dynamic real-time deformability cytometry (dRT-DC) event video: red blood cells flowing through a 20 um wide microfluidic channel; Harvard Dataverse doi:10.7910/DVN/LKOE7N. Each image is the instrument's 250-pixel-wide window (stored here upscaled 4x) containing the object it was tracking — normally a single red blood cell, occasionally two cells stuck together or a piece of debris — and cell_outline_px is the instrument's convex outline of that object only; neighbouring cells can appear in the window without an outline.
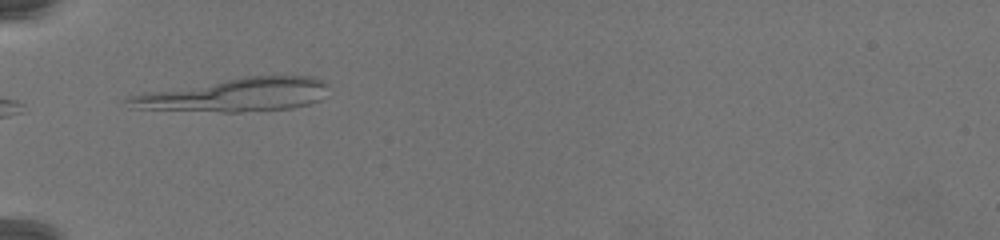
{"species": "common noctule bat (a hibernating species)", "species_latin": "Nyctalus noctula", "temperature_condition": "warm", "stored_images_in_passage": 5, "camera_frame_rate_fps": 3000, "um_per_image_px": 0.085, "animal": {"sex": "female", "body_mass_g": 19.5, "forearm_length_mm": 54.1}, "frame": {"image": 1, "passage_image": 1, "time_ms": 0.0, "image_size_px": [1000, 240], "cell_outline_px": [[324, 84], [320, 100], [308, 104], [292, 108], [240, 112], [224, 112], [132, 108], [120, 100], [128, 96], [148, 92], [244, 76], [312, 76], [324, 80]], "centroid_in_image_um": [19.92, 8.07], "position_along_channel_um": 65.1, "area_um2": 38.55}}